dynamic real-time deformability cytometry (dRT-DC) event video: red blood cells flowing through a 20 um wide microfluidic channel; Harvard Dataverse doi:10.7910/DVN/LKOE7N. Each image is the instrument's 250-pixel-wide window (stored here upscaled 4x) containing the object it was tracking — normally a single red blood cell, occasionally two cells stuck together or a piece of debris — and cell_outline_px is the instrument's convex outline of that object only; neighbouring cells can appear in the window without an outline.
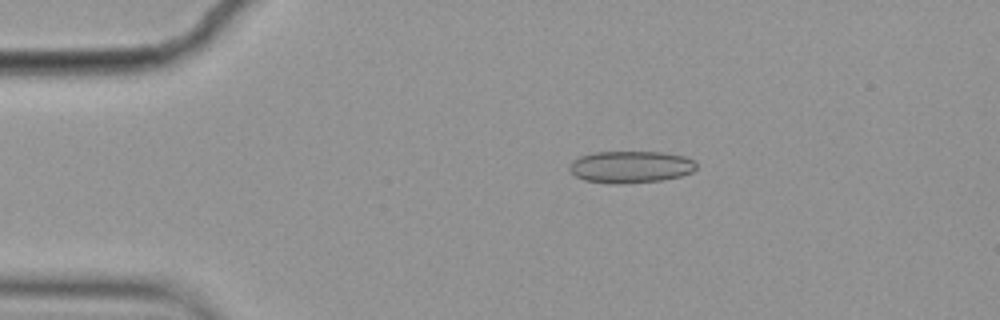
{"species": "common noctule bat (a hibernating species)", "species_latin": "Nyctalus noctula", "temperature_condition": "cold", "stored_images_in_passage": 6, "camera_frame_rate_fps": 3000, "um_per_image_px": 0.085, "animal": {"sex": "female", "body_mass_g": 19.9}, "frame": {"image": 1, "passage_image": 3, "time_ms": 0.667, "image_size_px": [1000, 320], "cell_outline_px": [[696, 168], [692, 172], [680, 176], [660, 180], [624, 184], [612, 184], [584, 180], [576, 176], [568, 168], [568, 164], [572, 160], [580, 156], [592, 152], [664, 152], [684, 156], [692, 160], [696, 164]], "centroid_in_image_um": [53.56, 14.18], "position_along_channel_um": 31.4, "area_um2": 23.76}}
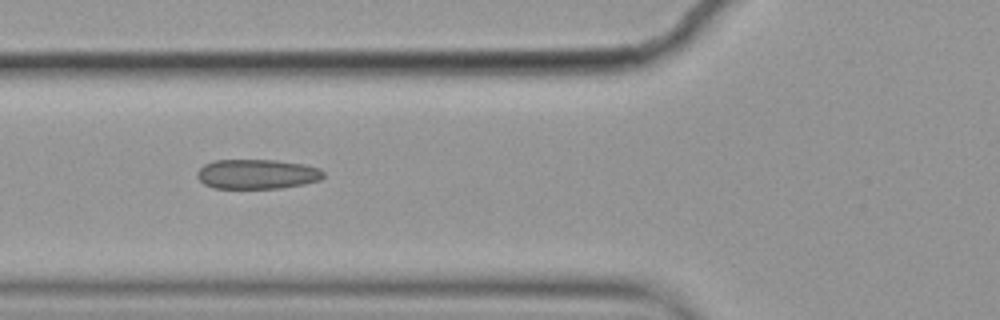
{"frame": {"image": 2, "passage_image": 5, "time_ms": 1.333, "image_size_px": [1000, 320], "cell_outline_px": [[324, 176], [320, 180], [304, 184], [280, 188], [212, 188], [204, 184], [196, 176], [196, 172], [204, 164], [212, 160], [276, 160], [304, 164], [320, 168], [324, 172]], "centroid_in_image_um": [21.84, 14.79], "position_along_channel_um": 104.0, "area_um2": 22.02}}
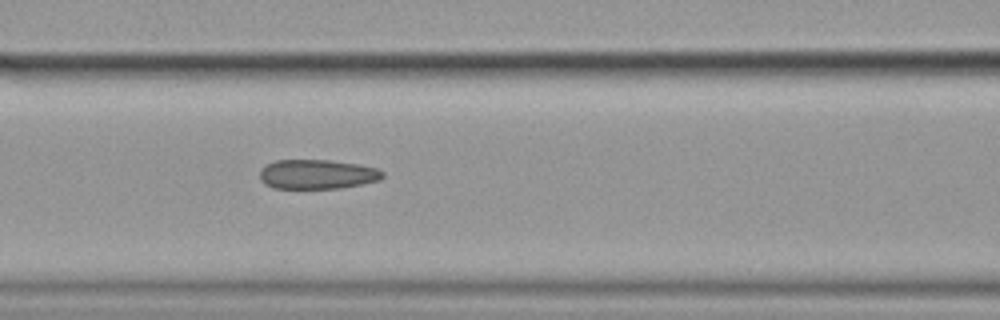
{"frame": {"image": 3, "passage_image": 6, "time_ms": 1.667, "image_size_px": [1000, 320], "cell_outline_px": [[384, 176], [380, 180], [340, 188], [272, 188], [264, 184], [260, 180], [260, 168], [276, 160], [328, 160], [356, 164], [376, 168], [384, 172]], "centroid_in_image_um": [26.93, 14.81], "position_along_channel_um": 139.7, "area_um2": 21.04}}